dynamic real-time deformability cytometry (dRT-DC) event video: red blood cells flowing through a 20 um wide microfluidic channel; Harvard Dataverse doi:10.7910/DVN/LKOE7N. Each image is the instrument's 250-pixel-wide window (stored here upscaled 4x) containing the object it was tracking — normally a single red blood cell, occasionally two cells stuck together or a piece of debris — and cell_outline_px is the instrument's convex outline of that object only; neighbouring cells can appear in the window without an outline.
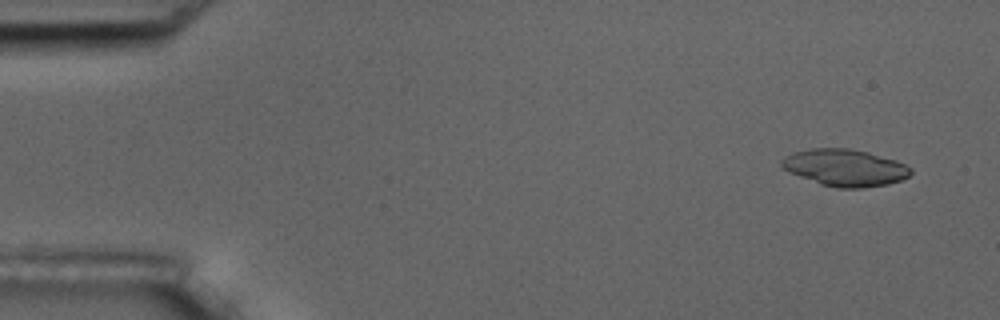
{"species": "common noctule bat (a hibernating species)", "species_latin": "Nyctalus noctula", "temperature_condition": "room temperature", "stored_images_in_passage": 5, "camera_frame_rate_fps": 3000, "um_per_image_px": 0.085, "animal": {"sex": "male", "body_mass_g": 17.5, "forearm_length_mm": 52.3}, "frame": {"image": 1, "passage_image": 1, "time_ms": 0.0, "image_size_px": [1000, 320], "cell_outline_px": [[912, 172], [908, 176], [900, 180], [888, 184], [864, 188], [836, 188], [820, 184], [788, 172], [780, 164], [780, 160], [792, 152], [808, 148], [848, 148], [868, 152], [896, 160], [912, 168]], "centroid_in_image_um": [71.8, 14.25], "position_along_channel_um": 13.2, "area_um2": 27.92}}